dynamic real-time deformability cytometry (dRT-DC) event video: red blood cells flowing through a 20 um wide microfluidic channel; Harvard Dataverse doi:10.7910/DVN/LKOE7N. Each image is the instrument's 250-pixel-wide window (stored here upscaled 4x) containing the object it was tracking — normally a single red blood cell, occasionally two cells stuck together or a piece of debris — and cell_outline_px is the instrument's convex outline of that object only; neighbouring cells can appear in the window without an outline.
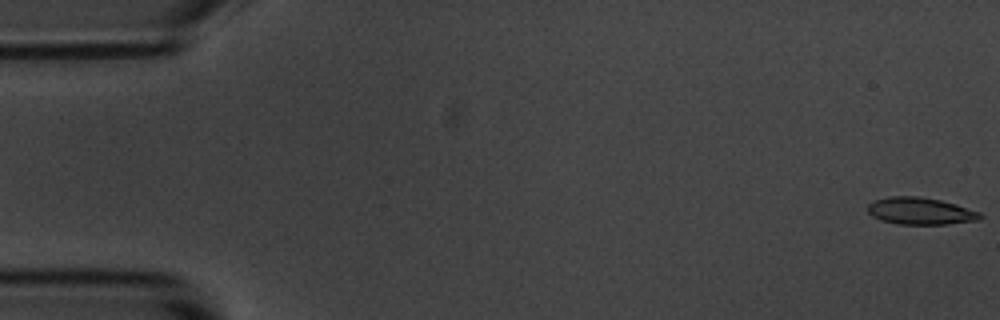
{"species": "common noctule bat (a hibernating species)", "species_latin": "Nyctalus noctula", "temperature_condition": "room temperature", "stored_images_in_passage": 55, "camera_frame_rate_fps": 3000, "um_per_image_px": 0.085, "animal": {"sex": "male", "body_mass_g": 20.1, "forearm_length_mm": 53.5}, "frame": {"image": 1, "passage_image": 1, "time_ms": 0.0, "image_size_px": [1000, 320], "cell_outline_px": [[984, 216], [980, 220], [948, 224], [900, 224], [880, 220], [872, 216], [868, 212], [868, 204], [872, 200], [888, 196], [920, 196], [940, 200], [956, 204], [980, 212]], "centroid_in_image_um": [78.23, 17.93], "position_along_channel_um": 6.8, "area_um2": 17.92}}
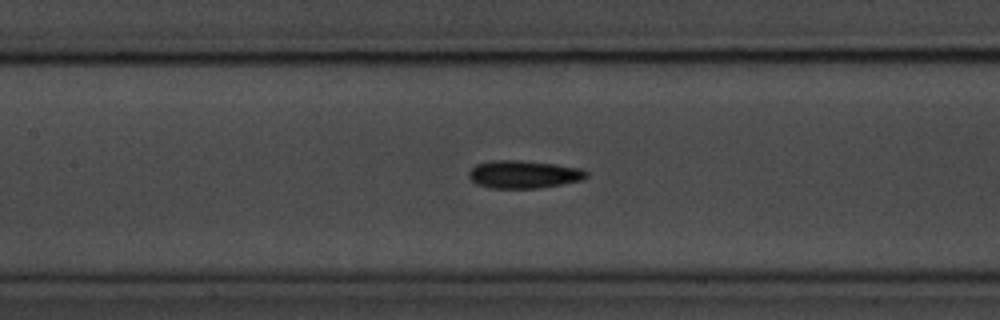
{"frame": {"image": 2, "passage_image": 25, "time_ms": 8.0, "image_size_px": [1000, 320], "cell_outline_px": [[588, 176], [580, 180], [560, 184], [536, 188], [492, 188], [476, 184], [468, 176], [468, 172], [476, 164], [492, 160], [524, 160], [556, 164], [580, 168], [588, 172]], "centroid_in_image_um": [44.49, 14.8], "position_along_channel_um": 162.9, "area_um2": 19.02}}
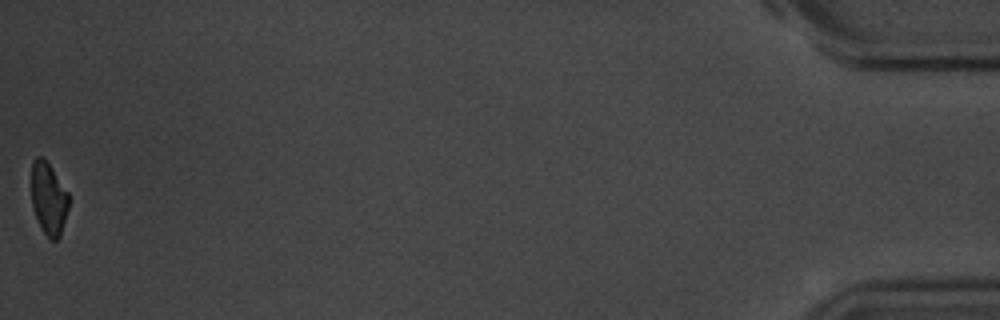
{"frame": {"image": 3, "passage_image": 55, "time_ms": 18.0, "image_size_px": [1000, 320], "cell_outline_px": [[68, 208], [60, 236], [56, 240], [52, 240], [44, 232], [36, 216], [32, 204], [32, 160], [36, 156], [44, 156], [68, 192]], "centroid_in_image_um": [4.13, 16.82], "position_along_channel_um": 431.1, "area_um2": 15.55}, "authors_computed_cell_mechanics": {"area_um2": 17.9758, "velocity_mm_per_s": 3.6724, "shape_relaxation_time_tau1_ms": 2.9366, "shape_relaxation_time_tau2_ms": 6.9951, "deformation_change_tau1": 0.1001, "deformation_change_tau2": 0.1364}}